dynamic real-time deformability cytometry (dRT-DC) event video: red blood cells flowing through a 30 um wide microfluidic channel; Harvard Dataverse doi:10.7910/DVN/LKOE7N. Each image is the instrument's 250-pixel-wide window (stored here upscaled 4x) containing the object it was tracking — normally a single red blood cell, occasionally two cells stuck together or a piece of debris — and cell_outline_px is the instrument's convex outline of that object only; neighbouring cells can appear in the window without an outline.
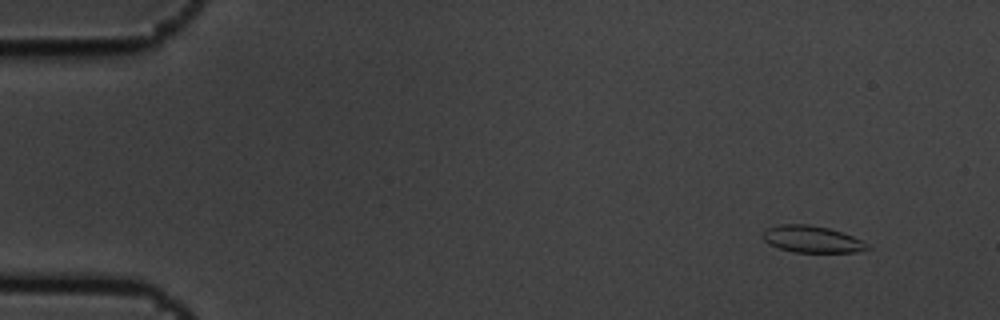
{"species": "common noctule bat (a hibernating species)", "species_latin": "Nyctalus noctula", "temperature_condition": "cold", "stored_images_in_passage": 5, "camera_frame_rate_fps": 3000, "um_per_image_px": 0.085, "animal": {"sex": "male", "body_mass_g": 19.5, "forearm_length_mm": 54.6}, "frame": {"image": 1, "passage_image": 1, "time_ms": 0.0, "image_size_px": [1000, 320], "cell_outline_px": [[872, 248], [856, 252], [792, 252], [768, 244], [764, 240], [764, 232], [768, 228], [780, 224], [808, 224], [828, 228], [852, 236], [872, 244]], "centroid_in_image_um": [69.07, 20.34], "position_along_channel_um": 15.9, "area_um2": 16.3}}
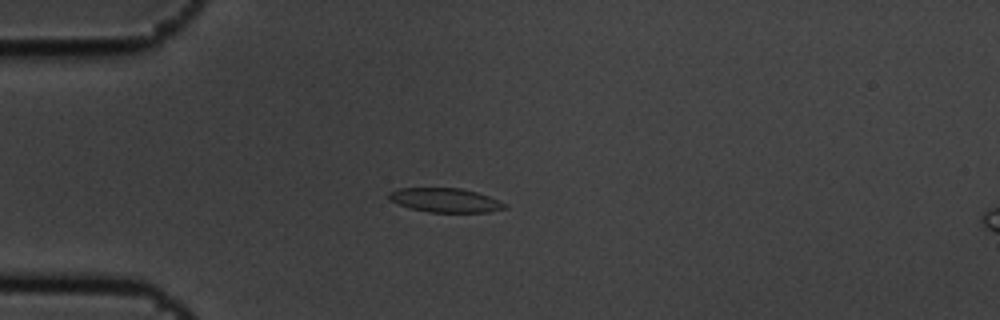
{"frame": {"image": 2, "passage_image": 4, "time_ms": 1.0, "image_size_px": [1000, 320], "cell_outline_px": [[508, 208], [488, 212], [428, 212], [408, 208], [388, 200], [388, 192], [400, 188], [460, 188], [476, 192], [500, 200], [508, 204]], "centroid_in_image_um": [37.85, 17.02], "position_along_channel_um": 47.2, "area_um2": 16.47}}